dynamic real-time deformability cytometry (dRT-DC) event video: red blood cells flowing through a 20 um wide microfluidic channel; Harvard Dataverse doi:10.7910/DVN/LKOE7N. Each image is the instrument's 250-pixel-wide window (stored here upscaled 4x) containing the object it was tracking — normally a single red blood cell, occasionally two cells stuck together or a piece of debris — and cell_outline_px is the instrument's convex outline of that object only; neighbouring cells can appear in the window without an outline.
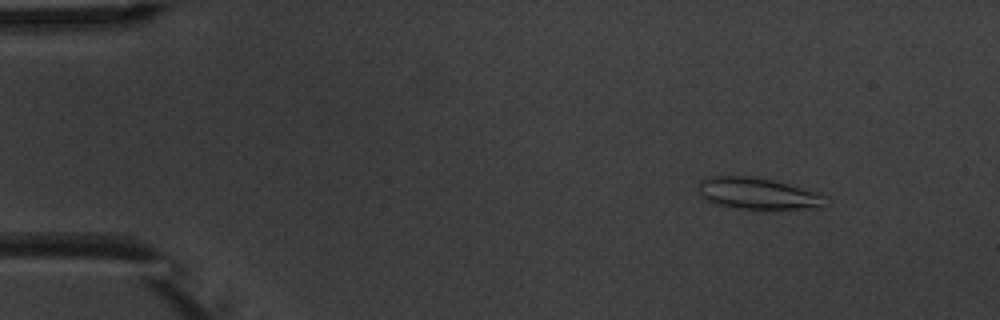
{"species": "common noctule bat (a hibernating species)", "species_latin": "Nyctalus noctula", "temperature_condition": "warm", "stored_images_in_passage": 3, "camera_frame_rate_fps": 3000, "um_per_image_px": 0.085, "animal": {"sex": "male", "body_mass_g": 20.1, "forearm_length_mm": 53.5}, "frame": {"image": 1, "passage_image": 1, "time_ms": 0.0, "image_size_px": [1000, 320], "cell_outline_px": [[820, 208], [736, 208], [716, 204], [708, 200], [700, 192], [700, 180], [708, 176], [752, 176], [772, 180], [820, 192]], "centroid_in_image_um": [64.34, 16.42], "position_along_channel_um": 20.7, "area_um2": 22.54}}